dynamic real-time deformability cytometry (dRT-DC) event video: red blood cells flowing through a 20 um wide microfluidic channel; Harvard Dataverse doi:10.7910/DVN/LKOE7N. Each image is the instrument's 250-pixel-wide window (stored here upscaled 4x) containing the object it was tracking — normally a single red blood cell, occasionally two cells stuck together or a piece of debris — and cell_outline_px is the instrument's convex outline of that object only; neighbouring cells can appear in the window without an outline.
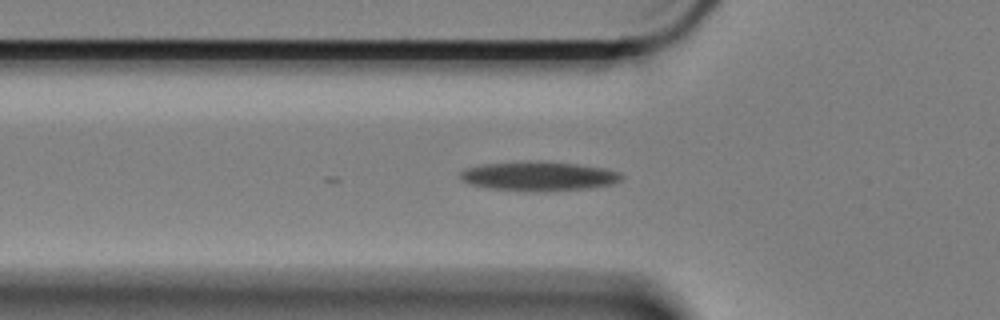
{"species": "Egyptian fruit bat (a non-hibernating species)", "species_latin": "Rousettus aegyptiacus", "temperature_condition": "cold", "stored_images_in_passage": 18, "camera_frame_rate_fps": 3000, "um_per_image_px": 0.085, "animal": {"sex": "female"}, "frame": {"image": 1, "passage_image": 18, "time_ms": 5.667, "image_size_px": [1000, 320], "cell_outline_px": [[624, 176], [620, 180], [612, 184], [588, 188], [544, 192], [532, 192], [488, 188], [468, 184], [460, 180], [460, 172], [464, 168], [484, 164], [532, 160], [540, 160], [576, 164], [604, 168], [620, 172]], "centroid_in_image_um": [45.76, 14.97], "position_along_channel_um": 80.0, "area_um2": 28.03}}